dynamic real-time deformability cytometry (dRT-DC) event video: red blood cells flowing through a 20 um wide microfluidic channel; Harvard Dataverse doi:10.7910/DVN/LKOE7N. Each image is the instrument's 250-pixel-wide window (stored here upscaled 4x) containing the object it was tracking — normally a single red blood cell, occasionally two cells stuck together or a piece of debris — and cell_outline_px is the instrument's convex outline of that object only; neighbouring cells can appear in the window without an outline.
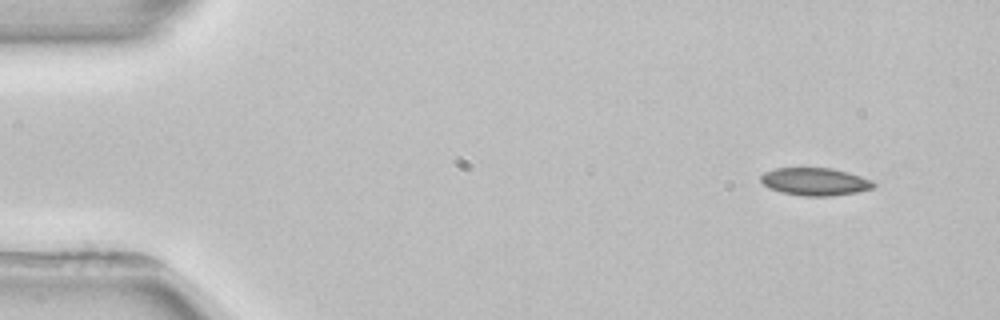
{"species": "common noctule bat (a hibernating species)", "species_latin": "Nyctalus noctula", "temperature_condition": "room temperature", "stored_images_in_passage": 3, "camera_frame_rate_fps": 3000, "um_per_image_px": 0.085, "animal": {"sex": "female", "body_mass_g": 22.7, "forearm_length_mm": 54.2}, "frame": {"image": 1, "passage_image": 1, "time_ms": 0.0, "image_size_px": [1000, 320], "cell_outline_px": [[876, 184], [872, 188], [856, 192], [832, 196], [804, 196], [780, 192], [768, 188], [760, 180], [760, 176], [764, 172], [776, 168], [832, 168], [848, 172], [872, 180]], "centroid_in_image_um": [69.26, 15.44], "position_along_channel_um": 15.7, "area_um2": 18.21}}
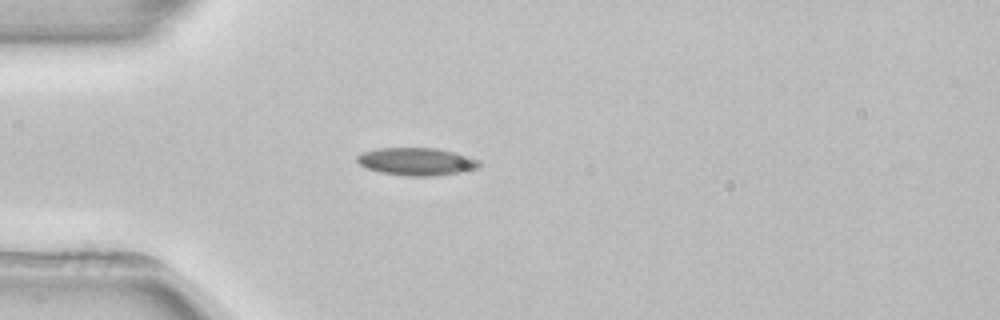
{"frame": {"image": 2, "passage_image": 3, "time_ms": 3.333, "image_size_px": [1000, 320], "cell_outline_px": [[480, 164], [476, 168], [460, 172], [436, 176], [404, 176], [380, 172], [364, 168], [356, 160], [356, 156], [360, 152], [376, 148], [436, 148], [456, 152], [480, 160]], "centroid_in_image_um": [35.36, 13.73], "position_along_channel_um": 49.6, "area_um2": 19.94}}